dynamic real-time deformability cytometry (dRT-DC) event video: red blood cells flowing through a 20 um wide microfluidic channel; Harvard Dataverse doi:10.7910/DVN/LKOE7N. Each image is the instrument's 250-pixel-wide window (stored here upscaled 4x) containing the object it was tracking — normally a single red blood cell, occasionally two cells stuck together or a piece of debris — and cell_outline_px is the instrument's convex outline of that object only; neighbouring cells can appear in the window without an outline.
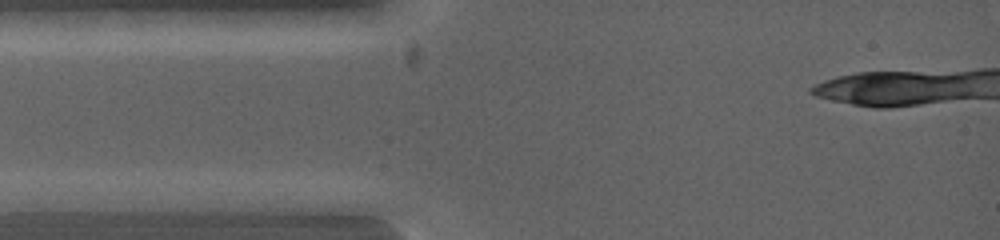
{"species": "common noctule bat (a hibernating species)", "species_latin": "Nyctalus noctula", "temperature_condition": "warm", "stored_images_in_passage": 5, "camera_frame_rate_fps": 5000, "um_per_image_px": 0.085, "animal": {"sex": "female", "body_mass_g": 19.0, "forearm_length_mm": 53.3}, "frame": {"image": 1, "passage_image": 3, "time_ms": 1.6, "image_size_px": [1000, 240], "cell_outline_px": [[124, 200], [96, 212], [16, 212], [16, 200], [64, 192], [80, 192]], "centroid_in_image_um": [5.58, 17.26], "position_along_channel_um": 79.4, "area_um2": 11.73}}